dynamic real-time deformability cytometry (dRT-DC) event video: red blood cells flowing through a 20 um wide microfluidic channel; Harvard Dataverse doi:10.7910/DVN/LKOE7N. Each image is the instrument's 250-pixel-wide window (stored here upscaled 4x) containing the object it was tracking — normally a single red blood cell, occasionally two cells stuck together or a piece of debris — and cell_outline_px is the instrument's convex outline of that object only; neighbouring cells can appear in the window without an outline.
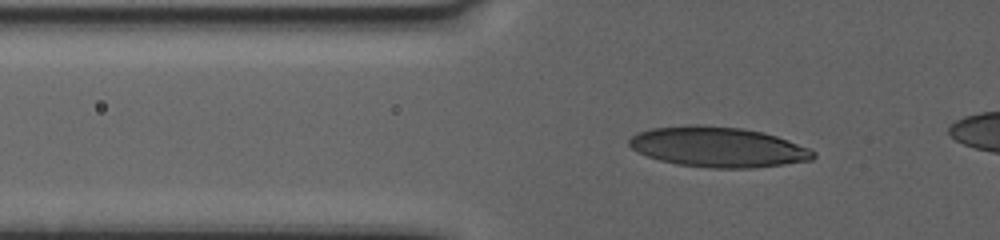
{"species": "human", "species_latin": "Homo sapiens", "temperature_condition": "warm", "stored_images_in_passage": 63, "camera_frame_rate_fps": 3000, "um_per_image_px": 0.085, "donor": {"sex": "female"}, "frame": {"image": 1, "passage_image": 26, "time_ms": 8.333, "image_size_px": [1000, 240], "cell_outline_px": [[816, 156], [812, 160], [784, 164], [752, 168], [712, 168], [676, 164], [660, 160], [636, 152], [628, 144], [628, 140], [636, 132], [652, 128], [688, 124], [696, 124], [740, 128], [764, 132], [788, 140], [808, 148], [816, 152]], "centroid_in_image_um": [61.0, 12.49], "position_along_channel_um": 64.8, "area_um2": 43.29}}
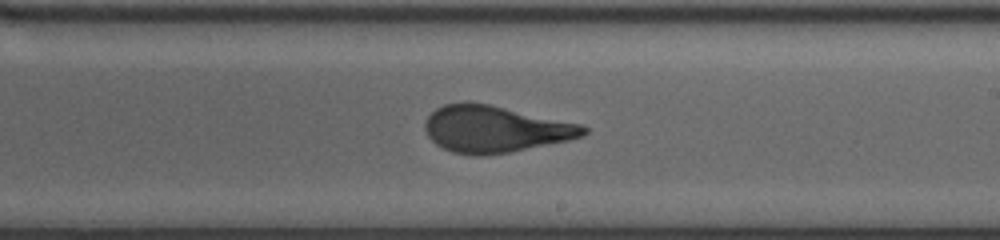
{"frame": {"image": 2, "passage_image": 44, "time_ms": 14.333, "image_size_px": [1000, 240], "cell_outline_px": [[588, 132], [584, 136], [568, 140], [508, 152], [480, 156], [472, 156], [452, 152], [436, 144], [428, 136], [424, 128], [424, 124], [428, 116], [436, 108], [444, 104], [488, 104], [580, 124], [588, 128]], "centroid_in_image_um": [42.07, 10.99], "position_along_channel_um": 246.9, "area_um2": 42.37}}
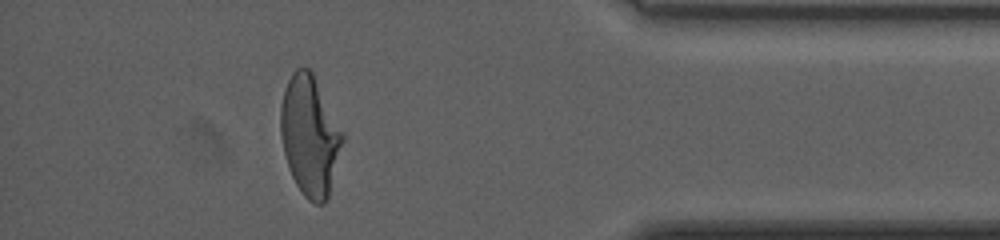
{"frame": {"image": 3, "passage_image": 61, "time_ms": 20.0, "image_size_px": [1000, 240], "cell_outline_px": [[344, 140], [328, 196], [324, 204], [316, 204], [308, 200], [304, 196], [296, 184], [292, 176], [284, 152], [280, 132], [280, 104], [284, 88], [292, 72], [296, 68], [308, 68], [312, 72], [344, 132]], "centroid_in_image_um": [26.33, 11.51], "position_along_channel_um": 408.9, "area_um2": 43.23}}